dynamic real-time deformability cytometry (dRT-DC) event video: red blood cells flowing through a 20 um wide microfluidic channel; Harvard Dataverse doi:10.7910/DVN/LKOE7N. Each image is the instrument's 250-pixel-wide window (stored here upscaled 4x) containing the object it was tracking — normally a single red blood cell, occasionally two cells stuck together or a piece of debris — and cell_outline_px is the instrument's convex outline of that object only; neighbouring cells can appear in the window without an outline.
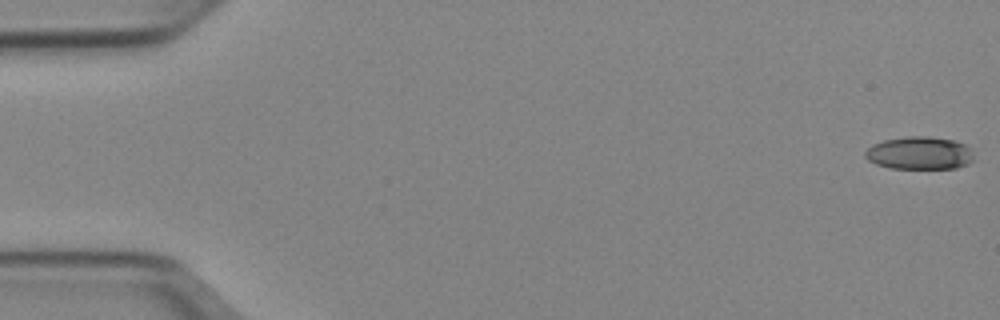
{"species": "Egyptian fruit bat (a non-hibernating species)", "species_latin": "Rousettus aegyptiacus", "temperature_condition": "cold", "stored_images_in_passage": 52, "camera_frame_rate_fps": 3000, "um_per_image_px": 0.085, "animal": {"sex": "female"}, "frame": {"image": 1, "passage_image": 1, "time_ms": 0.0, "image_size_px": [1000, 320], "cell_outline_px": [[972, 160], [968, 164], [956, 168], [888, 168], [876, 164], [868, 160], [864, 156], [864, 152], [872, 144], [884, 140], [908, 136], [928, 136], [956, 140], [972, 148]], "centroid_in_image_um": [78.15, 13.0], "position_along_channel_um": 6.8, "area_um2": 20.92}}
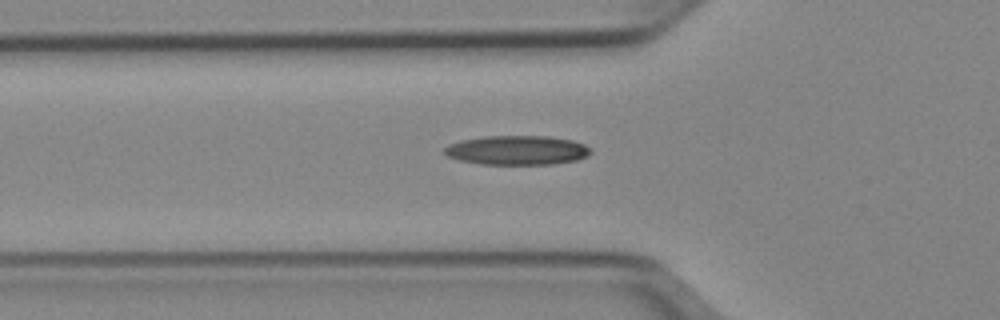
{"frame": {"image": 2, "passage_image": 18, "time_ms": 5.667, "image_size_px": [1000, 320], "cell_outline_px": [[592, 152], [588, 156], [576, 160], [552, 164], [480, 164], [460, 160], [448, 156], [444, 152], [444, 148], [448, 144], [460, 140], [484, 136], [548, 136], [572, 140], [584, 144], [592, 148]], "centroid_in_image_um": [43.97, 12.76], "position_along_channel_um": 81.8, "area_um2": 25.09}}
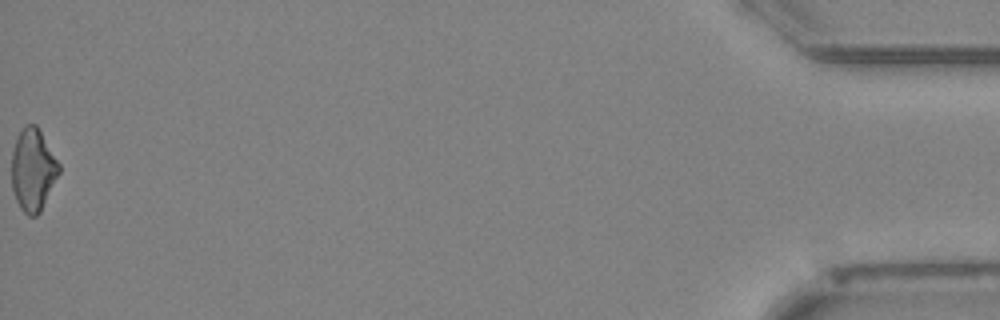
{"frame": {"image": 3, "passage_image": 52, "time_ms": 17.0, "image_size_px": [1000, 320], "cell_outline_px": [[60, 172], [40, 212], [36, 216], [28, 216], [20, 208], [16, 200], [12, 188], [12, 152], [16, 140], [24, 124], [36, 124], [60, 164]], "centroid_in_image_um": [2.8, 14.44], "position_along_channel_um": 432.4, "area_um2": 22.6}, "authors_computed_cell_mechanics": {"area_um2": 23.0044, "velocity_mm_per_s": 3.9652, "shape_relaxation_time_tau1_ms": 8.0475, "shape_relaxation_time_tau2_ms": null, "deformation_change_tau1": 0.1692, "deformation_change_tau2": null}}